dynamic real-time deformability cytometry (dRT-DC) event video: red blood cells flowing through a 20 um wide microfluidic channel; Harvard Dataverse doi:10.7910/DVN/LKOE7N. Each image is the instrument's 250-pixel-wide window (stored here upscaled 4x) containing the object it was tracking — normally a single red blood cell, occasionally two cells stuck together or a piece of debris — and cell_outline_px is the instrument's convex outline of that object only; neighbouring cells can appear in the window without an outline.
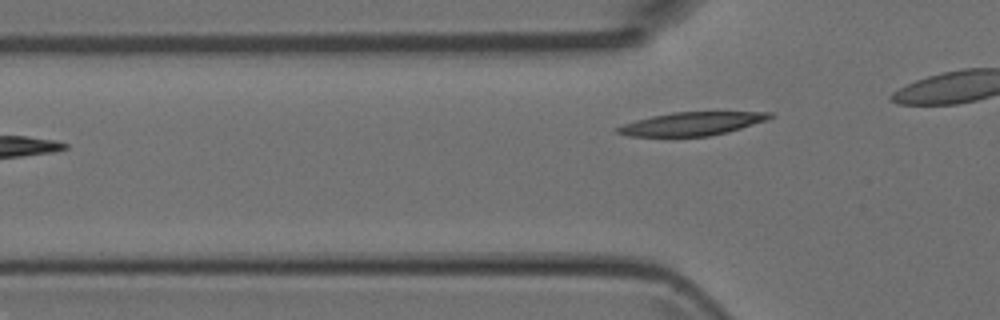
{"species": "Egyptian fruit bat (a non-hibernating species)", "species_latin": "Rousettus aegyptiacus", "temperature_condition": "room temperature", "stored_images_in_passage": 2, "camera_frame_rate_fps": 3000, "um_per_image_px": 0.085, "animal": {"sex": "female"}, "frame": {"image": 1, "passage_image": 2, "time_ms": 1.333, "image_size_px": [1000, 320], "cell_outline_px": [[772, 116], [764, 120], [728, 132], [708, 136], [628, 136], [616, 132], [616, 128], [624, 124], [636, 120], [652, 116], [672, 112], [772, 112]], "centroid_in_image_um": [58.76, 10.52], "position_along_channel_um": 67.0, "area_um2": 20.29}}